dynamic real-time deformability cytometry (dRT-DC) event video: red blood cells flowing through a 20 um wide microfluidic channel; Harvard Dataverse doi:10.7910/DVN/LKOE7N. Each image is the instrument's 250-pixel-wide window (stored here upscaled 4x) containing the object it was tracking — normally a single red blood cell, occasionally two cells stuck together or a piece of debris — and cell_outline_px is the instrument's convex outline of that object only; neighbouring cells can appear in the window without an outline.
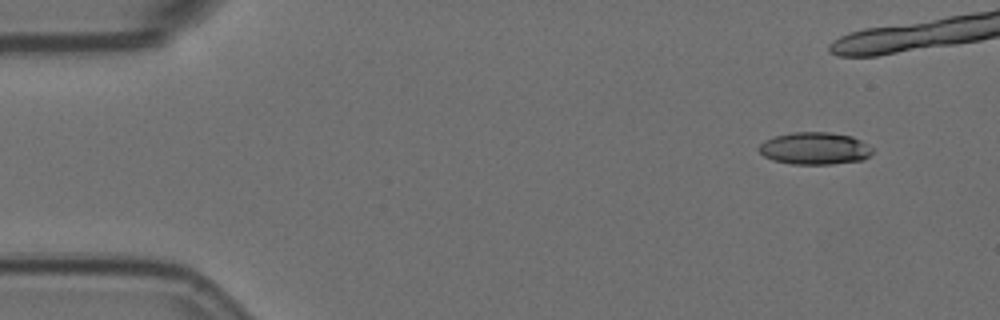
{"species": "Egyptian fruit bat (a non-hibernating species)", "species_latin": "Rousettus aegyptiacus", "temperature_condition": "room temperature", "stored_images_in_passage": 9, "camera_frame_rate_fps": 3000, "um_per_image_px": 0.085, "animal": {"sex": "female"}, "frame": {"image": 1, "passage_image": 1, "time_ms": 0.0, "image_size_px": [1000, 320], "cell_outline_px": [[872, 152], [864, 160], [832, 164], [792, 164], [772, 160], [764, 156], [756, 148], [764, 140], [776, 136], [792, 132], [828, 132], [852, 136], [868, 144], [872, 148]], "centroid_in_image_um": [69.24, 12.61], "position_along_channel_um": 15.8, "area_um2": 21.44}}